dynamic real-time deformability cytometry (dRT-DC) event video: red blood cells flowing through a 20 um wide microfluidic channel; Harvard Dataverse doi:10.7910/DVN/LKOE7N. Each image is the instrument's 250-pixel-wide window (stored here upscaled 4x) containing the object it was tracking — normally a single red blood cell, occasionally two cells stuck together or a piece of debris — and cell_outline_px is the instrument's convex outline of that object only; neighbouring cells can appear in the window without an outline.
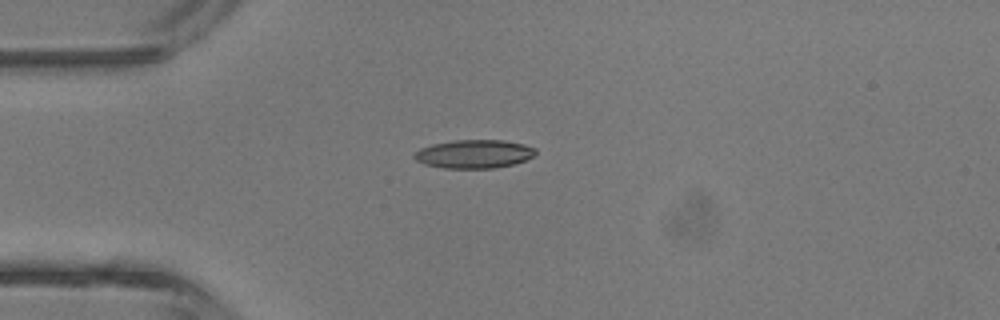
{"species": "common noctule bat (a hibernating species)", "species_latin": "Nyctalus noctula", "temperature_condition": "room temperature", "stored_images_in_passage": 5, "camera_frame_rate_fps": 3000, "um_per_image_px": 0.085, "animal": {"sex": "male", "body_mass_g": 13.3}, "frame": {"image": 1, "passage_image": 4, "time_ms": 3.333, "image_size_px": [1000, 320], "cell_outline_px": [[536, 152], [532, 156], [524, 160], [512, 164], [496, 168], [444, 168], [424, 164], [416, 160], [412, 156], [420, 148], [432, 144], [452, 140], [504, 140], [524, 144], [536, 148]], "centroid_in_image_um": [40.27, 13.08], "position_along_channel_um": 44.7, "area_um2": 20.11}}